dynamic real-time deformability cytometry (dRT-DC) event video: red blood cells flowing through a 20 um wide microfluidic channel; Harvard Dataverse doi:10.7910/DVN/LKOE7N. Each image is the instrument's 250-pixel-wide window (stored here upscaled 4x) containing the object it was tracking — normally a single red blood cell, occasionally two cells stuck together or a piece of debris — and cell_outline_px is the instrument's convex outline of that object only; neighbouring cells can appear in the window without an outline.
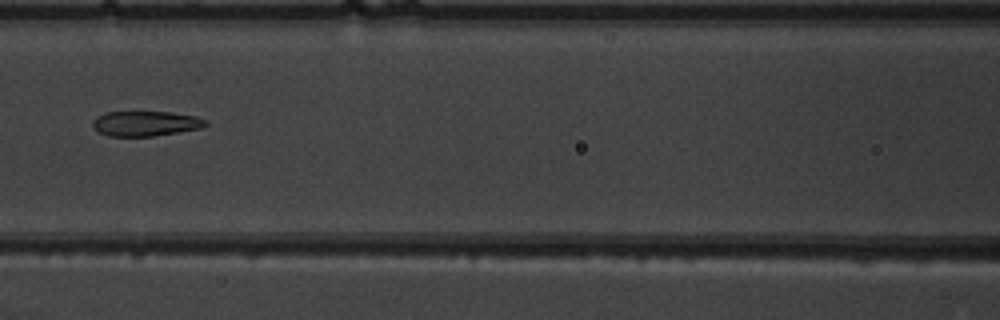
{"species": "common noctule bat (a hibernating species)", "species_latin": "Nyctalus noctula", "temperature_condition": "warm", "stored_images_in_passage": 7, "camera_frame_rate_fps": 3000, "um_per_image_px": 0.085, "animal": {"sex": "male", "body_mass_g": 19.5, "forearm_length_mm": 54.6}, "frame": {"image": 1, "passage_image": 7, "time_ms": 7.667, "image_size_px": [1000, 320], "cell_outline_px": [[208, 124], [200, 128], [152, 136], [108, 136], [92, 128], [92, 120], [96, 116], [108, 112], [168, 112], [196, 116], [204, 120]], "centroid_in_image_um": [12.31, 10.5], "position_along_channel_um": 154.3, "area_um2": 16.3}}